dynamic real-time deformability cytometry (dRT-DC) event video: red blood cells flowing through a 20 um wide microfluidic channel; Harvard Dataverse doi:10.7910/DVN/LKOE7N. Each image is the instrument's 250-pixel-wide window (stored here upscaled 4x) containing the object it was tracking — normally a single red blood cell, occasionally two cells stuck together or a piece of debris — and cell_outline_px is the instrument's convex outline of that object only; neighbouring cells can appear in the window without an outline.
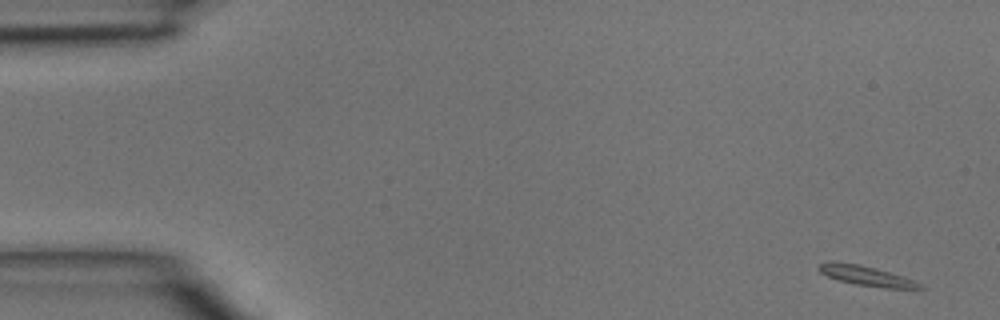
{"species": "common noctule bat (a hibernating species)", "species_latin": "Nyctalus noctula", "temperature_condition": "room temperature", "stored_images_in_passage": 4, "camera_frame_rate_fps": 3000, "um_per_image_px": 0.085, "animal": {"sex": "male", "body_mass_g": 15.6}, "frame": {"image": 1, "passage_image": 1, "time_ms": 0.0, "image_size_px": [1000, 320], "cell_outline_px": [[924, 288], [884, 288], [856, 284], [836, 280], [820, 272], [820, 264], [828, 260], [832, 260], [860, 264], [876, 268], [904, 276], [916, 280]], "centroid_in_image_um": [73.62, 23.42], "position_along_channel_um": 11.4, "area_um2": 11.79}}
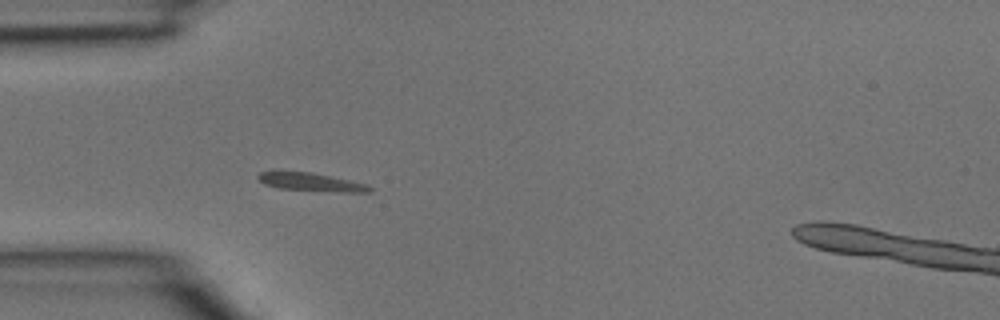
{"frame": {"image": 2, "passage_image": 4, "time_ms": 1.0, "image_size_px": [1000, 320], "cell_outline_px": [[372, 192], [340, 192], [280, 188], [264, 184], [256, 176], [260, 172], [312, 172], [368, 184], [372, 188]], "centroid_in_image_um": [26.5, 15.48], "position_along_channel_um": 58.5, "area_um2": 11.62}}